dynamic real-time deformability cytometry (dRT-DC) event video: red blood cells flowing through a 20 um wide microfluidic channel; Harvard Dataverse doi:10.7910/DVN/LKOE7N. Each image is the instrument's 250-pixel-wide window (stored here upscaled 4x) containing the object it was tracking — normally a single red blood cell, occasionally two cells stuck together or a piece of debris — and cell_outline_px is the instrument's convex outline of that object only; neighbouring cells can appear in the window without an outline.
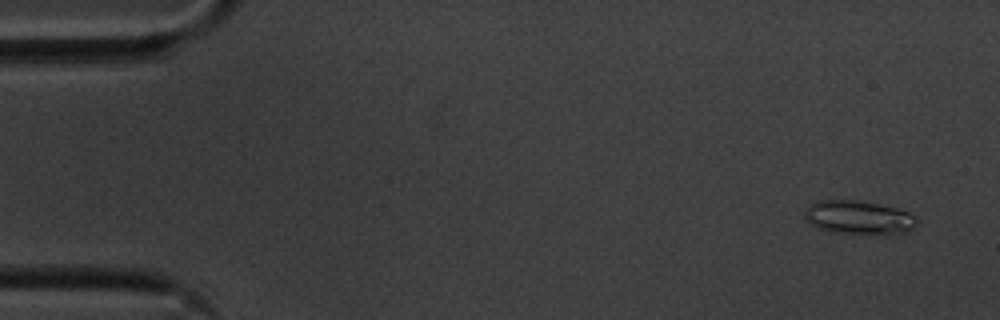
{"species": "common noctule bat (a hibernating species)", "species_latin": "Nyctalus noctula", "temperature_condition": "cold", "stored_images_in_passage": 55, "camera_frame_rate_fps": 3000, "um_per_image_px": 0.085, "animal": {"sex": "male", "body_mass_g": 20.1, "forearm_length_mm": 53.5}, "frame": {"image": 1, "passage_image": 2, "time_ms": 0.333, "image_size_px": [1000, 320], "cell_outline_px": [[916, 220], [908, 232], [884, 236], [836, 232], [820, 228], [808, 224], [804, 220], [804, 212], [808, 204], [820, 200], [856, 200], [896, 208], [908, 212], [916, 216]], "centroid_in_image_um": [72.95, 18.5], "position_along_channel_um": 12.0, "area_um2": 22.31}}
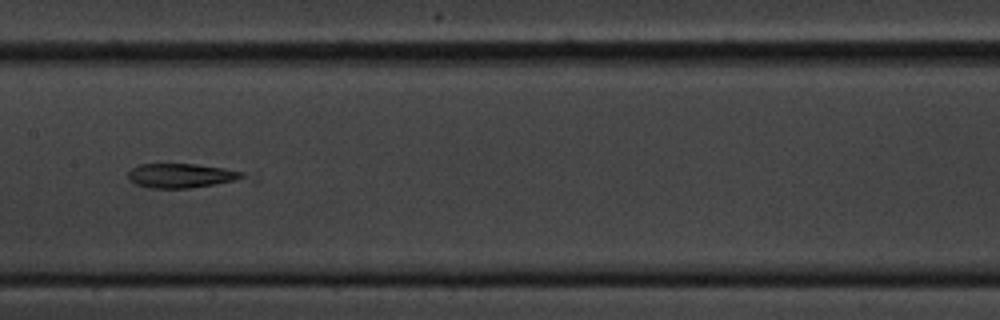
{"frame": {"image": 2, "passage_image": 27, "time_ms": 8.667, "image_size_px": [1000, 320], "cell_outline_px": [[260, 180], [256, 184], [188, 188], [148, 188], [136, 184], [128, 180], [128, 172], [132, 168], [140, 164], [196, 164], [224, 168], [244, 172]], "centroid_in_image_um": [15.9, 14.99], "position_along_channel_um": 191.5, "area_um2": 18.26}}
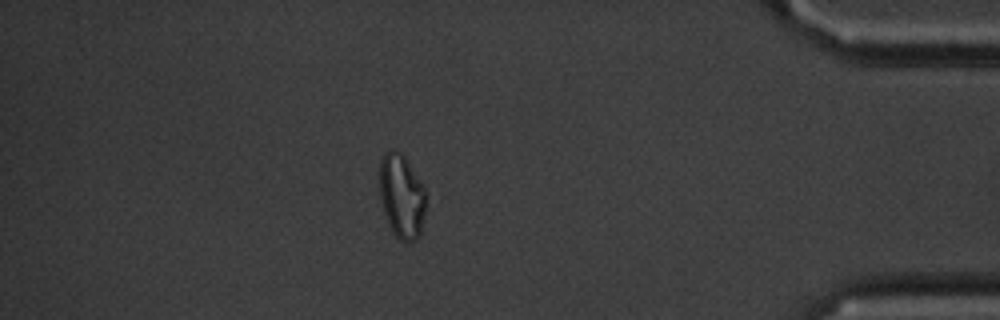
{"frame": {"image": 3, "passage_image": 48, "time_ms": 15.667, "image_size_px": [1000, 320], "cell_outline_px": [[428, 208], [420, 236], [412, 240], [400, 240], [392, 232], [388, 224], [380, 200], [380, 160], [384, 152], [392, 148], [400, 152], [404, 156], [424, 184]], "centroid_in_image_um": [34.18, 16.66], "position_along_channel_um": 401.0, "area_um2": 23.35}, "authors_computed_cell_mechanics": {"area_um2": 18.2648, "velocity_mm_per_s": 3.5565, "shape_relaxation_time_tau1_ms": null, "shape_relaxation_time_tau2_ms": 3.8538, "deformation_change_tau1": null, "deformation_change_tau2": 0.1312}}